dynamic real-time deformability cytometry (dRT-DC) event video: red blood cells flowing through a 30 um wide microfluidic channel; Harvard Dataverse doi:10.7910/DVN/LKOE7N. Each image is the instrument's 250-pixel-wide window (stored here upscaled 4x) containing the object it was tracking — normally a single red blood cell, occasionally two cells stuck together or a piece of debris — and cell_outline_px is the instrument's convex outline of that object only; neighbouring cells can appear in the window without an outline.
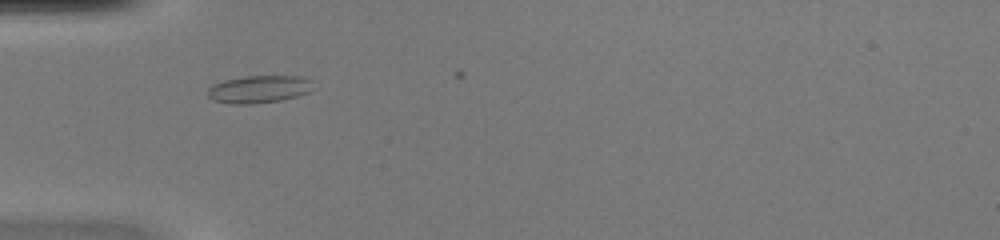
{"species": "common noctule bat (a hibernating species)", "species_latin": "Nyctalus noctula", "temperature_condition": "warm", "stored_images_in_passage": 10, "camera_frame_rate_fps": 3000, "um_per_image_px": 0.085, "animal": {"sex": "female", "body_mass_g": 20.0, "forearm_length_mm": 54.0}, "frame": {"image": 1, "passage_image": 7, "time_ms": 2.0, "image_size_px": [1000, 240], "cell_outline_px": [[316, 88], [308, 92], [296, 96], [280, 100], [252, 104], [232, 104], [212, 100], [208, 96], [208, 88], [212, 84], [224, 80], [244, 76], [300, 76], [312, 80]], "centroid_in_image_um": [22.03, 7.57], "position_along_channel_um": 63.0, "area_um2": 17.11}}